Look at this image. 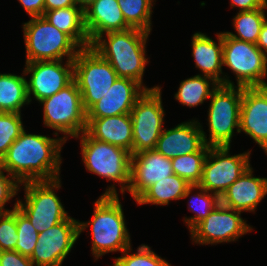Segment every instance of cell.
<instances>
[{
  "instance_id": "33",
  "label": "cell",
  "mask_w": 267,
  "mask_h": 266,
  "mask_svg": "<svg viewBox=\"0 0 267 266\" xmlns=\"http://www.w3.org/2000/svg\"><path fill=\"white\" fill-rule=\"evenodd\" d=\"M22 113L0 112V161L25 130Z\"/></svg>"
},
{
  "instance_id": "22",
  "label": "cell",
  "mask_w": 267,
  "mask_h": 266,
  "mask_svg": "<svg viewBox=\"0 0 267 266\" xmlns=\"http://www.w3.org/2000/svg\"><path fill=\"white\" fill-rule=\"evenodd\" d=\"M86 120L85 132L91 138L124 148L132 155L133 122L130 114Z\"/></svg>"
},
{
  "instance_id": "32",
  "label": "cell",
  "mask_w": 267,
  "mask_h": 266,
  "mask_svg": "<svg viewBox=\"0 0 267 266\" xmlns=\"http://www.w3.org/2000/svg\"><path fill=\"white\" fill-rule=\"evenodd\" d=\"M132 245L121 253L122 256L113 257L111 266H172L165 258L156 254L147 244H141L133 252ZM133 252V253H131Z\"/></svg>"
},
{
  "instance_id": "24",
  "label": "cell",
  "mask_w": 267,
  "mask_h": 266,
  "mask_svg": "<svg viewBox=\"0 0 267 266\" xmlns=\"http://www.w3.org/2000/svg\"><path fill=\"white\" fill-rule=\"evenodd\" d=\"M43 17L60 31L68 34L81 48L91 46L85 27L84 11L78 6L45 11Z\"/></svg>"
},
{
  "instance_id": "38",
  "label": "cell",
  "mask_w": 267,
  "mask_h": 266,
  "mask_svg": "<svg viewBox=\"0 0 267 266\" xmlns=\"http://www.w3.org/2000/svg\"><path fill=\"white\" fill-rule=\"evenodd\" d=\"M25 12L31 17L43 16L45 13L44 0H17Z\"/></svg>"
},
{
  "instance_id": "2",
  "label": "cell",
  "mask_w": 267,
  "mask_h": 266,
  "mask_svg": "<svg viewBox=\"0 0 267 266\" xmlns=\"http://www.w3.org/2000/svg\"><path fill=\"white\" fill-rule=\"evenodd\" d=\"M149 35L151 33L137 28L107 32L98 36L90 47L111 64L118 77L133 79L146 90H154L160 85L149 88L143 82L150 62L146 51Z\"/></svg>"
},
{
  "instance_id": "43",
  "label": "cell",
  "mask_w": 267,
  "mask_h": 266,
  "mask_svg": "<svg viewBox=\"0 0 267 266\" xmlns=\"http://www.w3.org/2000/svg\"><path fill=\"white\" fill-rule=\"evenodd\" d=\"M263 87L267 90V83Z\"/></svg>"
},
{
  "instance_id": "40",
  "label": "cell",
  "mask_w": 267,
  "mask_h": 266,
  "mask_svg": "<svg viewBox=\"0 0 267 266\" xmlns=\"http://www.w3.org/2000/svg\"><path fill=\"white\" fill-rule=\"evenodd\" d=\"M77 6L75 0H44L45 11Z\"/></svg>"
},
{
  "instance_id": "34",
  "label": "cell",
  "mask_w": 267,
  "mask_h": 266,
  "mask_svg": "<svg viewBox=\"0 0 267 266\" xmlns=\"http://www.w3.org/2000/svg\"><path fill=\"white\" fill-rule=\"evenodd\" d=\"M16 226L18 241L14 251L30 257L34 251L39 233L18 208H16Z\"/></svg>"
},
{
  "instance_id": "26",
  "label": "cell",
  "mask_w": 267,
  "mask_h": 266,
  "mask_svg": "<svg viewBox=\"0 0 267 266\" xmlns=\"http://www.w3.org/2000/svg\"><path fill=\"white\" fill-rule=\"evenodd\" d=\"M29 104L24 70L22 75L0 73V112L21 113Z\"/></svg>"
},
{
  "instance_id": "6",
  "label": "cell",
  "mask_w": 267,
  "mask_h": 266,
  "mask_svg": "<svg viewBox=\"0 0 267 266\" xmlns=\"http://www.w3.org/2000/svg\"><path fill=\"white\" fill-rule=\"evenodd\" d=\"M29 19L22 23L25 63L74 60L82 49L68 34L53 26L43 16Z\"/></svg>"
},
{
  "instance_id": "35",
  "label": "cell",
  "mask_w": 267,
  "mask_h": 266,
  "mask_svg": "<svg viewBox=\"0 0 267 266\" xmlns=\"http://www.w3.org/2000/svg\"><path fill=\"white\" fill-rule=\"evenodd\" d=\"M18 241L16 208L0 213V251H14Z\"/></svg>"
},
{
  "instance_id": "31",
  "label": "cell",
  "mask_w": 267,
  "mask_h": 266,
  "mask_svg": "<svg viewBox=\"0 0 267 266\" xmlns=\"http://www.w3.org/2000/svg\"><path fill=\"white\" fill-rule=\"evenodd\" d=\"M210 146L200 151L177 156L171 159L174 174L185 179L191 185H198L202 178L203 164Z\"/></svg>"
},
{
  "instance_id": "15",
  "label": "cell",
  "mask_w": 267,
  "mask_h": 266,
  "mask_svg": "<svg viewBox=\"0 0 267 266\" xmlns=\"http://www.w3.org/2000/svg\"><path fill=\"white\" fill-rule=\"evenodd\" d=\"M23 68L27 80V94L39 102L52 96L73 80V60L34 61Z\"/></svg>"
},
{
  "instance_id": "16",
  "label": "cell",
  "mask_w": 267,
  "mask_h": 266,
  "mask_svg": "<svg viewBox=\"0 0 267 266\" xmlns=\"http://www.w3.org/2000/svg\"><path fill=\"white\" fill-rule=\"evenodd\" d=\"M239 132L256 143L267 156V90L243 87Z\"/></svg>"
},
{
  "instance_id": "27",
  "label": "cell",
  "mask_w": 267,
  "mask_h": 266,
  "mask_svg": "<svg viewBox=\"0 0 267 266\" xmlns=\"http://www.w3.org/2000/svg\"><path fill=\"white\" fill-rule=\"evenodd\" d=\"M175 100L182 106L189 108L198 107L210 99L211 93L218 87V83L212 78L202 75H194L179 82Z\"/></svg>"
},
{
  "instance_id": "11",
  "label": "cell",
  "mask_w": 267,
  "mask_h": 266,
  "mask_svg": "<svg viewBox=\"0 0 267 266\" xmlns=\"http://www.w3.org/2000/svg\"><path fill=\"white\" fill-rule=\"evenodd\" d=\"M162 87L146 90L131 110L133 122L132 154L154 150L164 130L166 111L163 106Z\"/></svg>"
},
{
  "instance_id": "5",
  "label": "cell",
  "mask_w": 267,
  "mask_h": 266,
  "mask_svg": "<svg viewBox=\"0 0 267 266\" xmlns=\"http://www.w3.org/2000/svg\"><path fill=\"white\" fill-rule=\"evenodd\" d=\"M243 94L242 86L218 87L211 93L207 110V136L201 122L204 142L210 147L230 146L233 136L240 134V109ZM236 131V132H234ZM208 137V138H207Z\"/></svg>"
},
{
  "instance_id": "13",
  "label": "cell",
  "mask_w": 267,
  "mask_h": 266,
  "mask_svg": "<svg viewBox=\"0 0 267 266\" xmlns=\"http://www.w3.org/2000/svg\"><path fill=\"white\" fill-rule=\"evenodd\" d=\"M242 213L219 203L216 208L190 231L192 244L217 245L239 241L253 231Z\"/></svg>"
},
{
  "instance_id": "29",
  "label": "cell",
  "mask_w": 267,
  "mask_h": 266,
  "mask_svg": "<svg viewBox=\"0 0 267 266\" xmlns=\"http://www.w3.org/2000/svg\"><path fill=\"white\" fill-rule=\"evenodd\" d=\"M266 10L267 7H261L252 11L237 12L232 21L235 33L225 32L234 39L256 44L261 27L267 19Z\"/></svg>"
},
{
  "instance_id": "17",
  "label": "cell",
  "mask_w": 267,
  "mask_h": 266,
  "mask_svg": "<svg viewBox=\"0 0 267 266\" xmlns=\"http://www.w3.org/2000/svg\"><path fill=\"white\" fill-rule=\"evenodd\" d=\"M215 35L217 41L200 31L191 36V55L195 68L200 71L198 75L210 77L219 85L235 86L228 73L223 72V32Z\"/></svg>"
},
{
  "instance_id": "36",
  "label": "cell",
  "mask_w": 267,
  "mask_h": 266,
  "mask_svg": "<svg viewBox=\"0 0 267 266\" xmlns=\"http://www.w3.org/2000/svg\"><path fill=\"white\" fill-rule=\"evenodd\" d=\"M20 186L21 184L0 164V213L10 212L17 208L18 198L16 196L21 191ZM15 197L13 208H6V204Z\"/></svg>"
},
{
  "instance_id": "39",
  "label": "cell",
  "mask_w": 267,
  "mask_h": 266,
  "mask_svg": "<svg viewBox=\"0 0 267 266\" xmlns=\"http://www.w3.org/2000/svg\"><path fill=\"white\" fill-rule=\"evenodd\" d=\"M231 8H238V12L252 11L266 6V0H230Z\"/></svg>"
},
{
  "instance_id": "4",
  "label": "cell",
  "mask_w": 267,
  "mask_h": 266,
  "mask_svg": "<svg viewBox=\"0 0 267 266\" xmlns=\"http://www.w3.org/2000/svg\"><path fill=\"white\" fill-rule=\"evenodd\" d=\"M75 139H80L82 162L85 169L110 182L101 195L124 197L130 184L131 153L124 148L91 138L85 131ZM112 181V183H111ZM120 186L119 191L116 185Z\"/></svg>"
},
{
  "instance_id": "25",
  "label": "cell",
  "mask_w": 267,
  "mask_h": 266,
  "mask_svg": "<svg viewBox=\"0 0 267 266\" xmlns=\"http://www.w3.org/2000/svg\"><path fill=\"white\" fill-rule=\"evenodd\" d=\"M191 186L185 179L176 174L149 186L136 200L138 205L166 206L171 201L182 200L186 190Z\"/></svg>"
},
{
  "instance_id": "37",
  "label": "cell",
  "mask_w": 267,
  "mask_h": 266,
  "mask_svg": "<svg viewBox=\"0 0 267 266\" xmlns=\"http://www.w3.org/2000/svg\"><path fill=\"white\" fill-rule=\"evenodd\" d=\"M0 266H35L29 257L17 251H0Z\"/></svg>"
},
{
  "instance_id": "18",
  "label": "cell",
  "mask_w": 267,
  "mask_h": 266,
  "mask_svg": "<svg viewBox=\"0 0 267 266\" xmlns=\"http://www.w3.org/2000/svg\"><path fill=\"white\" fill-rule=\"evenodd\" d=\"M173 174L171 159L155 149L132 154L130 184L126 193L135 201L149 186Z\"/></svg>"
},
{
  "instance_id": "12",
  "label": "cell",
  "mask_w": 267,
  "mask_h": 266,
  "mask_svg": "<svg viewBox=\"0 0 267 266\" xmlns=\"http://www.w3.org/2000/svg\"><path fill=\"white\" fill-rule=\"evenodd\" d=\"M230 149V146L209 148L198 184L219 197L251 166L252 149L234 155Z\"/></svg>"
},
{
  "instance_id": "3",
  "label": "cell",
  "mask_w": 267,
  "mask_h": 266,
  "mask_svg": "<svg viewBox=\"0 0 267 266\" xmlns=\"http://www.w3.org/2000/svg\"><path fill=\"white\" fill-rule=\"evenodd\" d=\"M119 195H100L93 203L90 220H78L79 237L91 228V254L94 262L108 253H122L131 246V236L127 229L123 205Z\"/></svg>"
},
{
  "instance_id": "23",
  "label": "cell",
  "mask_w": 267,
  "mask_h": 266,
  "mask_svg": "<svg viewBox=\"0 0 267 266\" xmlns=\"http://www.w3.org/2000/svg\"><path fill=\"white\" fill-rule=\"evenodd\" d=\"M84 15L90 43L104 33L131 28L126 23L117 0H97L84 11Z\"/></svg>"
},
{
  "instance_id": "9",
  "label": "cell",
  "mask_w": 267,
  "mask_h": 266,
  "mask_svg": "<svg viewBox=\"0 0 267 266\" xmlns=\"http://www.w3.org/2000/svg\"><path fill=\"white\" fill-rule=\"evenodd\" d=\"M117 78L111 64L91 47L82 48L73 60V79L85 111L106 94Z\"/></svg>"
},
{
  "instance_id": "1",
  "label": "cell",
  "mask_w": 267,
  "mask_h": 266,
  "mask_svg": "<svg viewBox=\"0 0 267 266\" xmlns=\"http://www.w3.org/2000/svg\"><path fill=\"white\" fill-rule=\"evenodd\" d=\"M27 132L24 130L14 141L0 164L20 184L61 178V152L66 141L61 136Z\"/></svg>"
},
{
  "instance_id": "30",
  "label": "cell",
  "mask_w": 267,
  "mask_h": 266,
  "mask_svg": "<svg viewBox=\"0 0 267 266\" xmlns=\"http://www.w3.org/2000/svg\"><path fill=\"white\" fill-rule=\"evenodd\" d=\"M126 23L131 28L152 32V13L156 0H117Z\"/></svg>"
},
{
  "instance_id": "8",
  "label": "cell",
  "mask_w": 267,
  "mask_h": 266,
  "mask_svg": "<svg viewBox=\"0 0 267 266\" xmlns=\"http://www.w3.org/2000/svg\"><path fill=\"white\" fill-rule=\"evenodd\" d=\"M38 103L43 109V125L55 130L53 136H59L61 133L67 142L71 137L75 138L86 130V111L74 79L57 93Z\"/></svg>"
},
{
  "instance_id": "41",
  "label": "cell",
  "mask_w": 267,
  "mask_h": 266,
  "mask_svg": "<svg viewBox=\"0 0 267 266\" xmlns=\"http://www.w3.org/2000/svg\"><path fill=\"white\" fill-rule=\"evenodd\" d=\"M256 45L267 57V19L263 23Z\"/></svg>"
},
{
  "instance_id": "28",
  "label": "cell",
  "mask_w": 267,
  "mask_h": 266,
  "mask_svg": "<svg viewBox=\"0 0 267 266\" xmlns=\"http://www.w3.org/2000/svg\"><path fill=\"white\" fill-rule=\"evenodd\" d=\"M196 190V192H194ZM194 192V193H193ZM191 194V197H189ZM193 195V196H192ZM187 201L188 210L193 212V216H185L183 222L190 231L196 224L205 219L220 203V197L217 194L210 193L199 185H191L183 196Z\"/></svg>"
},
{
  "instance_id": "7",
  "label": "cell",
  "mask_w": 267,
  "mask_h": 266,
  "mask_svg": "<svg viewBox=\"0 0 267 266\" xmlns=\"http://www.w3.org/2000/svg\"><path fill=\"white\" fill-rule=\"evenodd\" d=\"M61 178L22 183L24 200L19 198L17 208L29 219L38 233L64 221L69 215L56 193L62 187Z\"/></svg>"
},
{
  "instance_id": "21",
  "label": "cell",
  "mask_w": 267,
  "mask_h": 266,
  "mask_svg": "<svg viewBox=\"0 0 267 266\" xmlns=\"http://www.w3.org/2000/svg\"><path fill=\"white\" fill-rule=\"evenodd\" d=\"M267 196V178L254 176L252 165L220 197L226 207L255 214L257 206Z\"/></svg>"
},
{
  "instance_id": "19",
  "label": "cell",
  "mask_w": 267,
  "mask_h": 266,
  "mask_svg": "<svg viewBox=\"0 0 267 266\" xmlns=\"http://www.w3.org/2000/svg\"><path fill=\"white\" fill-rule=\"evenodd\" d=\"M146 89L130 78L118 77L106 94L86 111V118H104L130 114Z\"/></svg>"
},
{
  "instance_id": "14",
  "label": "cell",
  "mask_w": 267,
  "mask_h": 266,
  "mask_svg": "<svg viewBox=\"0 0 267 266\" xmlns=\"http://www.w3.org/2000/svg\"><path fill=\"white\" fill-rule=\"evenodd\" d=\"M78 239V220L69 215L64 221L39 233L29 258L35 266H62Z\"/></svg>"
},
{
  "instance_id": "20",
  "label": "cell",
  "mask_w": 267,
  "mask_h": 266,
  "mask_svg": "<svg viewBox=\"0 0 267 266\" xmlns=\"http://www.w3.org/2000/svg\"><path fill=\"white\" fill-rule=\"evenodd\" d=\"M199 121L195 117L170 129L164 128L155 150L169 159L200 151L206 144Z\"/></svg>"
},
{
  "instance_id": "10",
  "label": "cell",
  "mask_w": 267,
  "mask_h": 266,
  "mask_svg": "<svg viewBox=\"0 0 267 266\" xmlns=\"http://www.w3.org/2000/svg\"><path fill=\"white\" fill-rule=\"evenodd\" d=\"M223 66L235 75L236 85L263 87L267 81V57L250 42L230 37L223 31Z\"/></svg>"
},
{
  "instance_id": "42",
  "label": "cell",
  "mask_w": 267,
  "mask_h": 266,
  "mask_svg": "<svg viewBox=\"0 0 267 266\" xmlns=\"http://www.w3.org/2000/svg\"><path fill=\"white\" fill-rule=\"evenodd\" d=\"M95 1H97V0H75V3L80 9L85 11Z\"/></svg>"
}]
</instances>
